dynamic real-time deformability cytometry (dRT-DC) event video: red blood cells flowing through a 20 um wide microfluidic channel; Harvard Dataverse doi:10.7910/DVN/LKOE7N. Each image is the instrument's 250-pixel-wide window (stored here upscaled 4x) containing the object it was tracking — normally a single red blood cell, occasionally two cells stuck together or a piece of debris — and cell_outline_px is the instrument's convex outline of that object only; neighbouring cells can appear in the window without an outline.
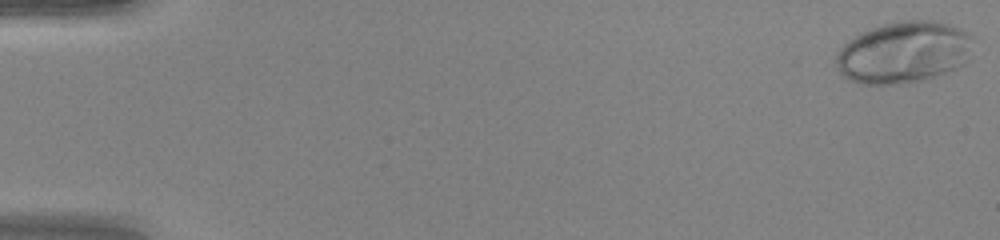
{"species": "human", "species_latin": "Homo sapiens", "temperature_condition": "warm", "stored_images_in_passage": 49, "camera_frame_rate_fps": 3000, "um_per_image_px": 0.085, "donor": {"sex": "female"}, "frame": {"image": 1, "passage_image": 1, "time_ms": 0.0, "image_size_px": [1000, 240], "cell_outline_px": [[972, 36], [964, 64], [956, 68], [920, 80], [888, 84], [860, 84], [844, 76], [836, 68], [836, 56], [840, 48], [848, 40], [860, 32], [868, 28], [880, 24], [900, 20], [932, 20], [948, 24], [960, 28], [968, 32]], "centroid_in_image_um": [76.75, 4.41], "position_along_channel_um": 8.3, "area_um2": 48.84}}
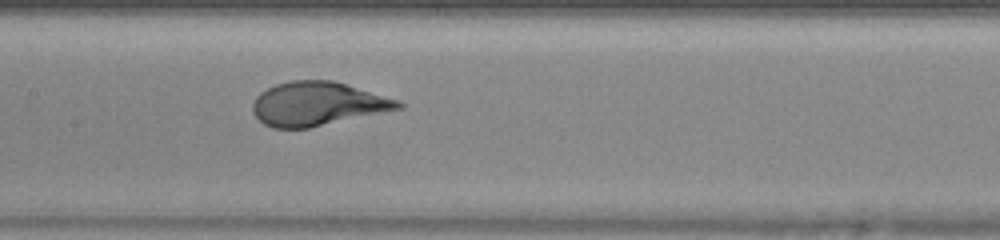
{"frame": {"image": 2, "passage_image": 25, "time_ms": 8.0, "image_size_px": [1000, 240], "cell_outline_px": [[404, 108], [308, 128], [272, 128], [264, 124], [252, 112], [252, 104], [256, 96], [260, 92], [276, 84], [292, 80], [332, 80], [400, 100], [404, 104]], "centroid_in_image_um": [26.99, 8.82], "position_along_channel_um": 180.4, "area_um2": 37.11}}
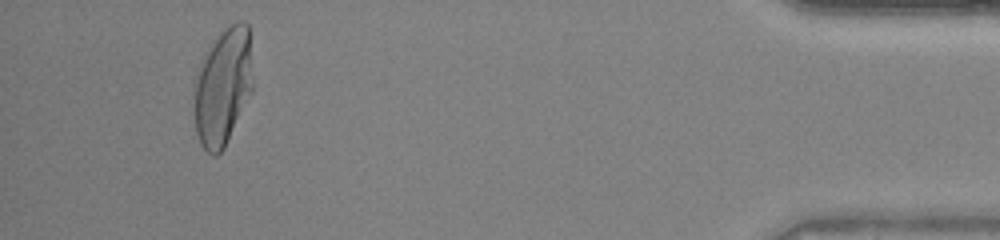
{"frame": {"image": 3, "passage_image": 46, "time_ms": 15.0, "image_size_px": [1000, 240], "cell_outline_px": [[252, 92], [224, 148], [216, 156], [212, 156], [200, 144], [196, 132], [192, 112], [196, 76], [204, 52], [216, 36], [228, 24], [236, 20], [244, 20], [248, 24], [252, 80]], "centroid_in_image_um": [18.92, 7.35], "position_along_channel_um": 416.3, "area_um2": 40.69}}